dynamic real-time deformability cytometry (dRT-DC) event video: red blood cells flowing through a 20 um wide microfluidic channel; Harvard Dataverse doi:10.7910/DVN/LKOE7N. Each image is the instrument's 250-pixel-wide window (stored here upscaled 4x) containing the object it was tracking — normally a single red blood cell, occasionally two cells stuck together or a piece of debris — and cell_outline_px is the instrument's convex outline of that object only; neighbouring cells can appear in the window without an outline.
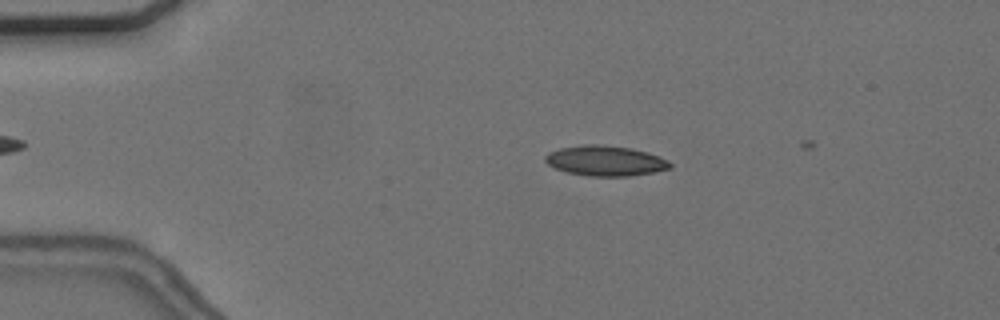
{"species": "common noctule bat (a hibernating species)", "species_latin": "Nyctalus noctula", "temperature_condition": "cold", "stored_images_in_passage": 10, "camera_frame_rate_fps": 3000, "um_per_image_px": 0.085, "animal": {"sex": "female", "body_mass_g": 24.6, "forearm_length_mm": 56.2}, "frame": {"image": 1, "passage_image": 7, "time_ms": 2.0, "image_size_px": [1000, 320], "cell_outline_px": [[672, 168], [632, 176], [588, 176], [568, 172], [556, 168], [548, 164], [544, 160], [544, 156], [548, 152], [560, 148], [584, 144], [600, 144], [632, 148], [648, 152], [660, 156], [668, 160], [672, 164]], "centroid_in_image_um": [51.47, 13.66], "position_along_channel_um": 33.5, "area_um2": 22.14}}